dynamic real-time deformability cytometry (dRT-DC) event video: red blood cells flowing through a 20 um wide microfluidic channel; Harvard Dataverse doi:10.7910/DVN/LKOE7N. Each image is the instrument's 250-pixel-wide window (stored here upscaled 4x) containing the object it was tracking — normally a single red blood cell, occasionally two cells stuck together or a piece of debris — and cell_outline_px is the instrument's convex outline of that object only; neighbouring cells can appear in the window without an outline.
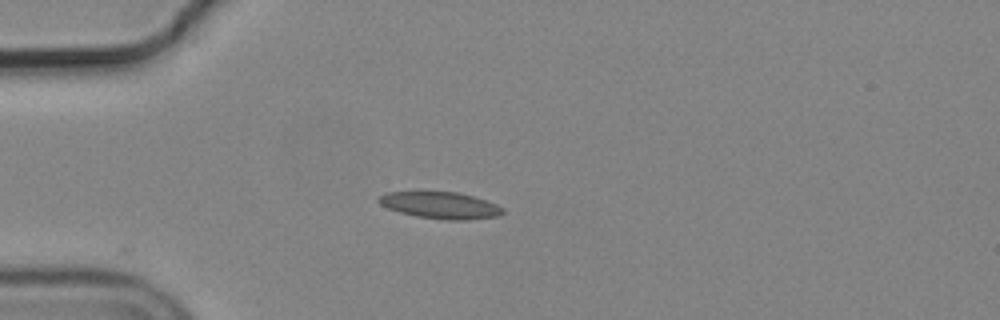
{"species": "common noctule bat (a hibernating species)", "species_latin": "Nyctalus noctula", "temperature_condition": "cold", "stored_images_in_passage": 26, "camera_frame_rate_fps": 3000, "um_per_image_px": 0.085, "animal": {"sex": "male", "body_mass_g": 19.2, "forearm_length_mm": 51.8}, "frame": {"image": 1, "passage_image": 1, "time_ms": 0.0, "image_size_px": [1000, 320], "cell_outline_px": [[504, 212], [500, 216], [468, 220], [448, 220], [416, 216], [400, 212], [388, 208], [380, 204], [376, 200], [376, 196], [388, 192], [460, 192], [496, 204], [504, 208]], "centroid_in_image_um": [37.43, 17.45], "position_along_channel_um": 47.6, "area_um2": 19.36}}
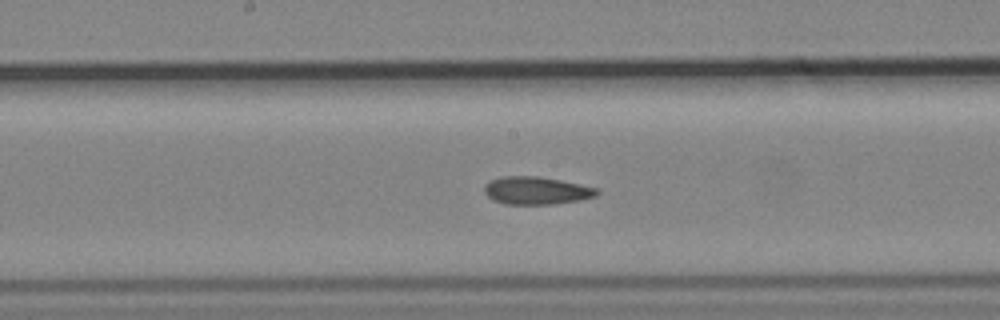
{"frame": {"image": 2, "passage_image": 15, "time_ms": 4.667, "image_size_px": [1000, 320], "cell_outline_px": [[600, 192], [596, 196], [580, 200], [552, 204], [504, 204], [492, 200], [484, 192], [484, 184], [500, 176], [536, 176], [560, 180], [600, 188]], "centroid_in_image_um": [45.6, 16.2], "position_along_channel_um": 202.6, "area_um2": 18.32}}
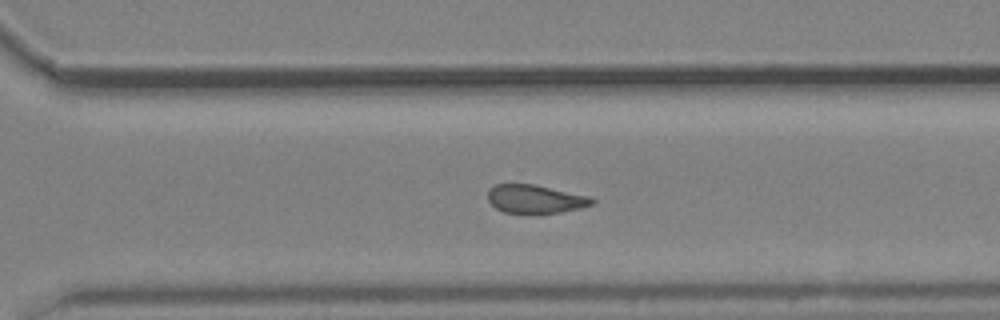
{"frame": {"image": 3, "passage_image": 25, "time_ms": 8.0, "image_size_px": [1000, 320], "cell_outline_px": [[596, 200], [592, 204], [580, 208], [560, 212], [504, 212], [496, 208], [488, 200], [488, 188], [496, 184], [536, 184], [588, 196]], "centroid_in_image_um": [45.48, 16.89], "position_along_channel_um": 325.1, "area_um2": 16.99}}